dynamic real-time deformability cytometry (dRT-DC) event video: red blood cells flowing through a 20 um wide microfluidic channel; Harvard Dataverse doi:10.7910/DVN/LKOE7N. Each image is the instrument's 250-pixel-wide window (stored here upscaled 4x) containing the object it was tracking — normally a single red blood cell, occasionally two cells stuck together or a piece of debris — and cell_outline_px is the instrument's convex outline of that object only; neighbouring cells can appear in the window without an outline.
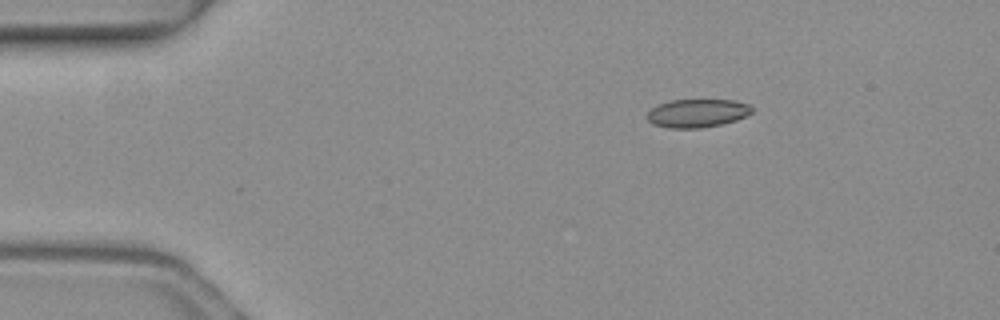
{"species": "common noctule bat (a hibernating species)", "species_latin": "Nyctalus noctula", "temperature_condition": "warm", "stored_images_in_passage": 3, "camera_frame_rate_fps": 3000, "um_per_image_px": 0.085, "animal": {"sex": "female", "body_mass_g": 19.3, "forearm_length_mm": 54.1}, "frame": {"image": 1, "passage_image": 1, "time_ms": 0.0, "image_size_px": [1000, 320], "cell_outline_px": [[752, 112], [736, 120], [720, 124], [700, 128], [668, 128], [652, 124], [648, 120], [648, 112], [652, 108], [660, 104], [672, 100], [732, 100], [748, 104], [752, 108]], "centroid_in_image_um": [59.25, 9.62], "position_along_channel_um": 25.7, "area_um2": 17.05}}
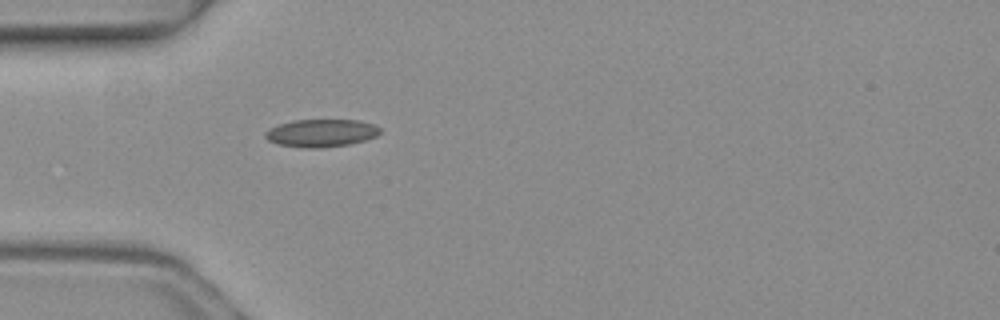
{"frame": {"image": 2, "passage_image": 3, "time_ms": 0.667, "image_size_px": [1000, 320], "cell_outline_px": [[380, 132], [376, 136], [364, 140], [348, 144], [320, 148], [304, 148], [280, 144], [268, 140], [264, 136], [264, 132], [268, 128], [292, 120], [360, 120], [372, 124], [380, 128]], "centroid_in_image_um": [27.27, 11.3], "position_along_channel_um": 57.7, "area_um2": 18.44}}